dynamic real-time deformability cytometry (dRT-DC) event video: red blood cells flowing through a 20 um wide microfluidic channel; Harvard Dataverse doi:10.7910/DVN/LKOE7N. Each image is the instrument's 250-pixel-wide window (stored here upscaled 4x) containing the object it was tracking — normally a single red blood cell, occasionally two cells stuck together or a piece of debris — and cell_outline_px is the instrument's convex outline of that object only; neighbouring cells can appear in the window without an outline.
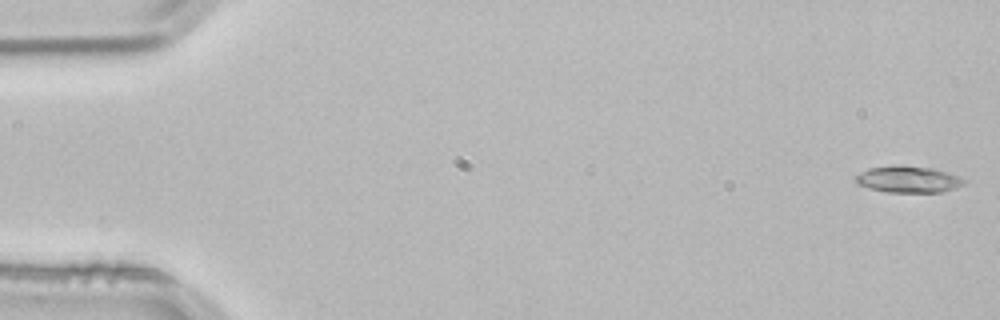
{"species": "common noctule bat (a hibernating species)", "species_latin": "Nyctalus noctula", "temperature_condition": "room temperature", "stored_images_in_passage": 53, "camera_frame_rate_fps": 3000, "um_per_image_px": 0.085, "animal": {"sex": "male", "body_mass_g": 21.5, "forearm_length_mm": 52.0}, "frame": {"image": 1, "passage_image": 1, "time_ms": 0.0, "image_size_px": [1000, 320], "cell_outline_px": [[968, 180], [964, 184], [956, 188], [944, 192], [888, 192], [868, 188], [856, 184], [856, 176], [860, 172], [868, 168], [892, 164], [932, 168]], "centroid_in_image_um": [77.17, 15.24], "position_along_channel_um": 7.8, "area_um2": 16.88}}
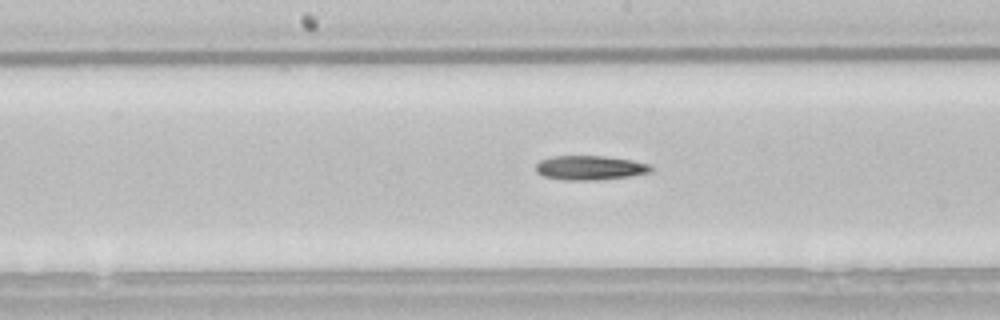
{"frame": {"image": 2, "passage_image": 27, "time_ms": 8.667, "image_size_px": [1000, 320], "cell_outline_px": [[652, 172], [628, 176], [592, 180], [564, 180], [544, 176], [536, 172], [536, 164], [540, 160], [552, 156], [604, 156], [632, 160], [652, 164]], "centroid_in_image_um": [50.15, 14.25], "position_along_channel_um": 198.0, "area_um2": 16.3}}
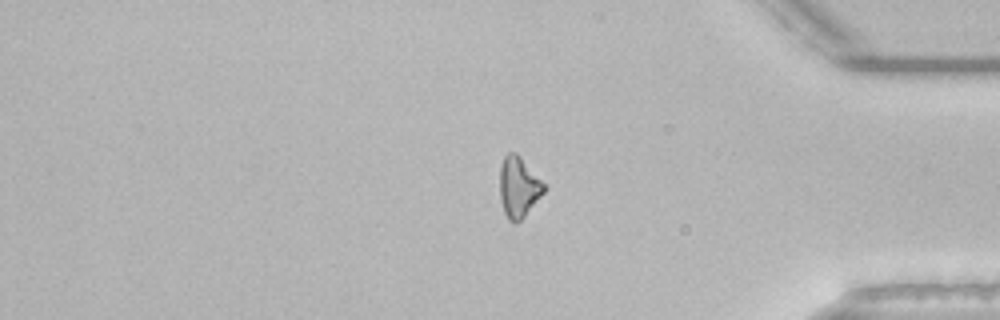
{"frame": {"image": 3, "passage_image": 44, "time_ms": 14.333, "image_size_px": [1000, 320], "cell_outline_px": [[548, 188], [524, 216], [516, 224], [508, 220], [504, 212], [500, 200], [500, 164], [504, 156], [508, 152], [516, 152], [520, 156]], "centroid_in_image_um": [44.07, 15.9], "position_along_channel_um": 391.1, "area_um2": 15.66}, "authors_computed_cell_mechanics": {"area_um2": 16.0684, "velocity_mm_per_s": 3.8299, "shape_relaxation_time_tau1_ms": 9.4801, "shape_relaxation_time_tau2_ms": null, "deformation_change_tau1": 0.21, "deformation_change_tau2": null}}